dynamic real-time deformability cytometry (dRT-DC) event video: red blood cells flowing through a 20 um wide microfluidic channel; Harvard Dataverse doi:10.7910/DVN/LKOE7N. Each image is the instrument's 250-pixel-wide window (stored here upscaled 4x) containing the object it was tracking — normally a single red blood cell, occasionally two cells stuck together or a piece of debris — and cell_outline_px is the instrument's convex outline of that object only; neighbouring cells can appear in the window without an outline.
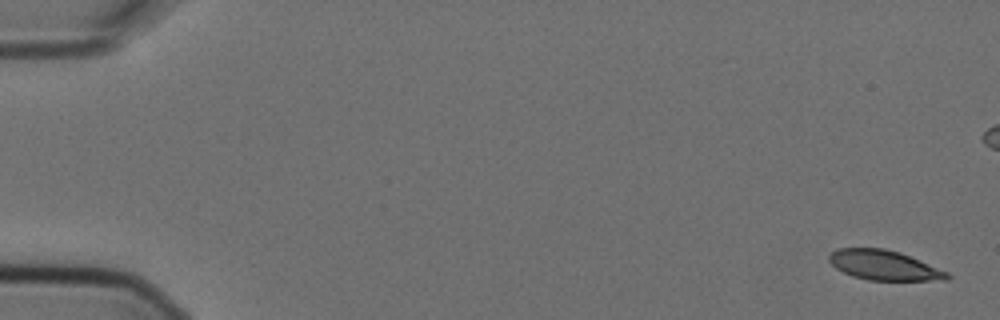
{"species": "Egyptian fruit bat (a non-hibernating species)", "species_latin": "Rousettus aegyptiacus", "temperature_condition": "cold", "stored_images_in_passage": 4, "camera_frame_rate_fps": 3000, "um_per_image_px": 0.085, "animal": {"sex": "female"}, "frame": {"image": 1, "passage_image": 1, "time_ms": 0.0, "image_size_px": [1000, 320], "cell_outline_px": [[952, 276], [948, 280], [868, 280], [852, 276], [836, 268], [828, 260], [828, 256], [836, 248], [884, 248], [900, 252], [948, 272]], "centroid_in_image_um": [75.14, 22.54], "position_along_channel_um": 9.9, "area_um2": 20.46}}